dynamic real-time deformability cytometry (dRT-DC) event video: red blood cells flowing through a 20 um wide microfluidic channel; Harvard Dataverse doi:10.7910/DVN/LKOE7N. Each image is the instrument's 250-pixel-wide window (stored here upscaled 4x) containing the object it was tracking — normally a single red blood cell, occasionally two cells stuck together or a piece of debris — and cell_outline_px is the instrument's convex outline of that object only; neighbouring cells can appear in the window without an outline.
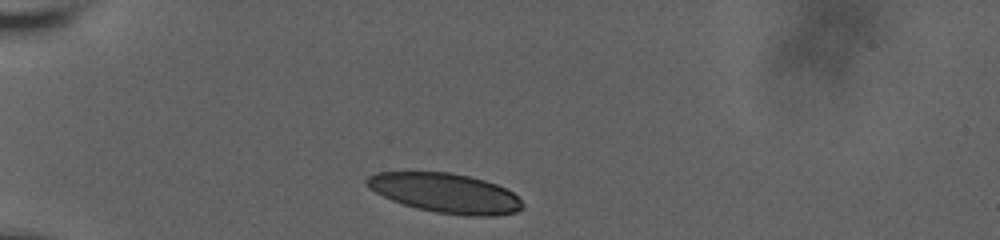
{"species": "human", "species_latin": "Homo sapiens", "temperature_condition": "room temperature", "stored_images_in_passage": 3, "camera_frame_rate_fps": 3000, "um_per_image_px": 0.085, "donor": {"sex": "male"}, "frame": {"image": 1, "passage_image": 1, "time_ms": 0.0, "image_size_px": [1000, 240], "cell_outline_px": [[524, 208], [516, 212], [492, 216], [468, 216], [436, 212], [404, 204], [392, 200], [368, 188], [364, 184], [364, 180], [368, 176], [376, 172], [452, 172], [484, 180], [496, 184], [512, 192], [524, 204]], "centroid_in_image_um": [37.85, 16.4], "position_along_channel_um": 47.2, "area_um2": 35.78}}
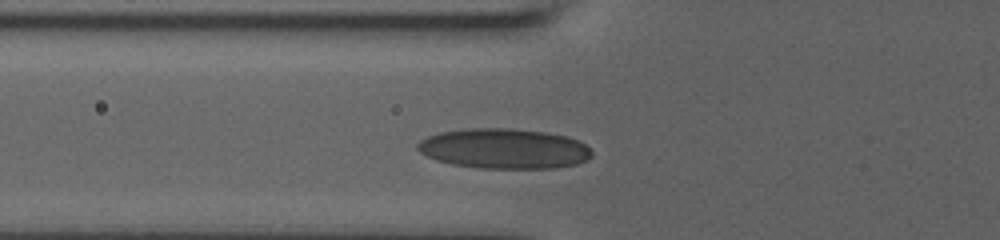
{"frame": {"image": 2, "passage_image": 3, "time_ms": 2.0, "image_size_px": [1000, 240], "cell_outline_px": [[592, 156], [588, 160], [576, 164], [556, 168], [476, 168], [452, 164], [436, 160], [420, 152], [416, 148], [416, 144], [420, 140], [428, 136], [440, 132], [464, 128], [512, 128], [548, 132], [568, 136], [584, 144], [592, 152]], "centroid_in_image_um": [42.84, 12.63], "position_along_channel_um": 83.0, "area_um2": 41.04}}